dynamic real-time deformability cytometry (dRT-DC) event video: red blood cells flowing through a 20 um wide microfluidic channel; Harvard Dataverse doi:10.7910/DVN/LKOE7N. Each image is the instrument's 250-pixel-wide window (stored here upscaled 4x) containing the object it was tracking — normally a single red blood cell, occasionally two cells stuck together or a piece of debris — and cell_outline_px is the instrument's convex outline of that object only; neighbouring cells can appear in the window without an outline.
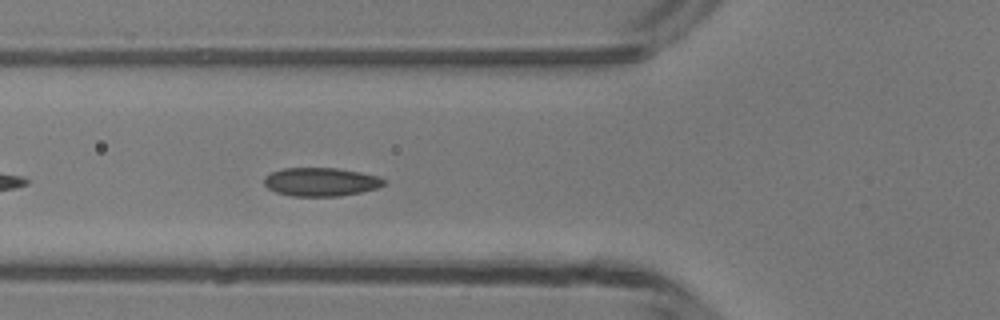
{"species": "common noctule bat (a hibernating species)", "species_latin": "Nyctalus noctula", "temperature_condition": "room temperature", "stored_images_in_passage": 37, "camera_frame_rate_fps": 3000, "um_per_image_px": 0.085, "animal": {"sex": "male", "body_mass_g": 13.3}, "frame": {"image": 1, "passage_image": 5, "time_ms": 1.333, "image_size_px": [1000, 320], "cell_outline_px": [[384, 184], [376, 188], [360, 192], [340, 196], [292, 196], [276, 192], [268, 188], [264, 184], [264, 176], [272, 172], [284, 168], [336, 168], [360, 172], [376, 176], [384, 180]], "centroid_in_image_um": [27.23, 15.46], "position_along_channel_um": 98.6, "area_um2": 19.71}}
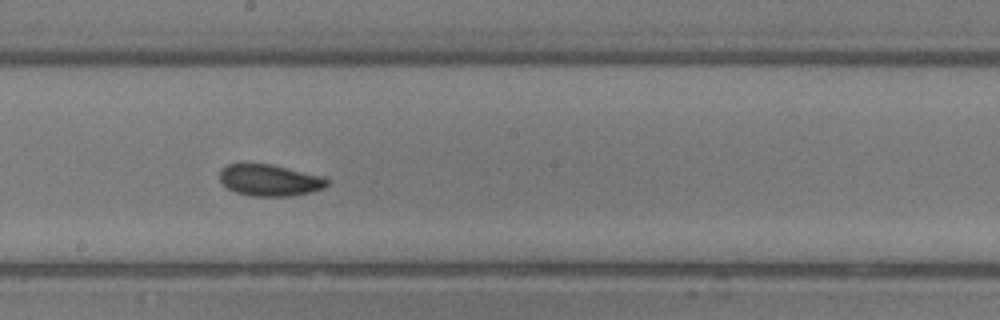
{"frame": {"image": 2, "passage_image": 14, "time_ms": 4.333, "image_size_px": [1000, 320], "cell_outline_px": [[328, 184], [324, 188], [292, 196], [252, 196], [236, 192], [228, 188], [220, 180], [220, 168], [228, 164], [272, 164], [324, 176], [328, 180]], "centroid_in_image_um": [22.93, 15.31], "position_along_channel_um": 225.3, "area_um2": 19.71}}
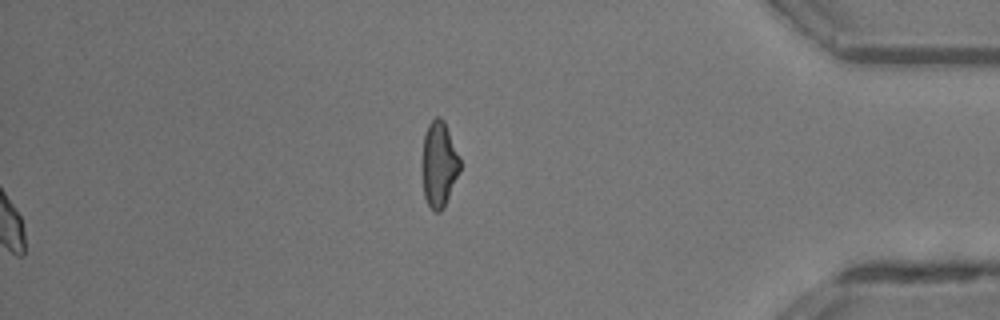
{"frame": {"image": 3, "passage_image": 37, "time_ms": 12.0, "image_size_px": [1000, 320], "cell_outline_px": [[460, 172], [444, 208], [440, 212], [436, 212], [428, 204], [424, 196], [420, 164], [424, 136], [428, 124], [436, 116], [440, 116], [444, 120], [460, 156]], "centroid_in_image_um": [37.3, 13.95], "position_along_channel_um": 397.9, "area_um2": 19.42}, "authors_computed_cell_mechanics": {"area_um2": 19.5942, "velocity_mm_per_s": 4.2085, "shape_relaxation_time_tau1_ms": 3.1005, "shape_relaxation_time_tau2_ms": 3.6277, "deformation_change_tau1": 0.0834, "deformation_change_tau2": 0.0658}}